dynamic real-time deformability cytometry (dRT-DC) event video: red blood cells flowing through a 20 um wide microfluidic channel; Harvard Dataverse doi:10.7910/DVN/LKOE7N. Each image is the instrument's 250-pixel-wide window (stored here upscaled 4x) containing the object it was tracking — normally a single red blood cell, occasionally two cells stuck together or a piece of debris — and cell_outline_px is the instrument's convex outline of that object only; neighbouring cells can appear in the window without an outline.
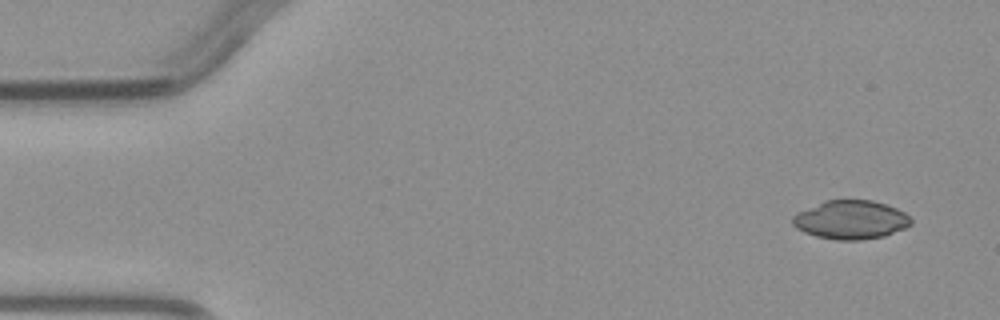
{"species": "common noctule bat (a hibernating species)", "species_latin": "Nyctalus noctula", "temperature_condition": "warm", "stored_images_in_passage": 4, "camera_frame_rate_fps": 3000, "um_per_image_px": 0.085, "animal": {"sex": "male", "body_mass_g": 23.1, "forearm_length_mm": 52.7}, "frame": {"image": 1, "passage_image": 1, "time_ms": 0.0, "image_size_px": [1000, 320], "cell_outline_px": [[912, 224], [904, 228], [884, 236], [860, 240], [836, 240], [816, 236], [804, 232], [796, 228], [792, 224], [792, 216], [796, 212], [824, 200], [872, 200], [896, 208], [904, 212], [912, 220]], "centroid_in_image_um": [72.28, 18.68], "position_along_channel_um": 12.7, "area_um2": 26.76}}